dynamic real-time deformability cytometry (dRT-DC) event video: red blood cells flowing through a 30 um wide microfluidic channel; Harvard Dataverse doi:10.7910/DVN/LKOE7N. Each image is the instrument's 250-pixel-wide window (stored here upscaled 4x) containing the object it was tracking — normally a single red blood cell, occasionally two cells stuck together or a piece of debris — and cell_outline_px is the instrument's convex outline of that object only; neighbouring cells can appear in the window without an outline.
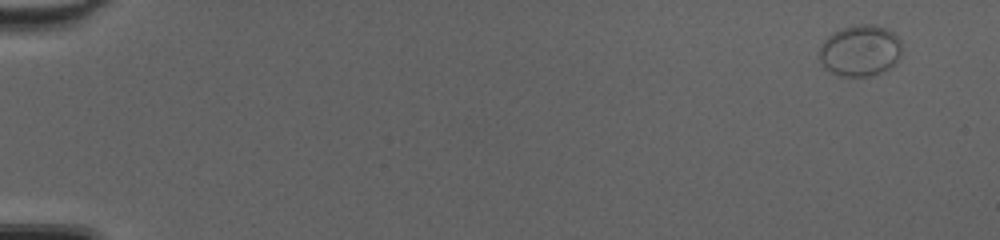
{"species": "common noctule bat (a hibernating species)", "species_latin": "Nyctalus noctula", "temperature_condition": "cold", "stored_images_in_passage": 48, "camera_frame_rate_fps": 3000, "um_per_image_px": 0.085, "animal": {"sex": "female", "body_mass_g": 20.0, "forearm_length_mm": 54.0}, "frame": {"image": 1, "passage_image": 1, "time_ms": 0.0, "image_size_px": [1000, 240], "cell_outline_px": [[900, 56], [888, 68], [872, 76], [840, 76], [824, 68], [820, 64], [816, 56], [820, 44], [832, 32], [856, 24], [876, 24], [892, 32], [900, 40]], "centroid_in_image_um": [73.03, 4.3], "position_along_channel_um": 12.0, "area_um2": 24.85}}
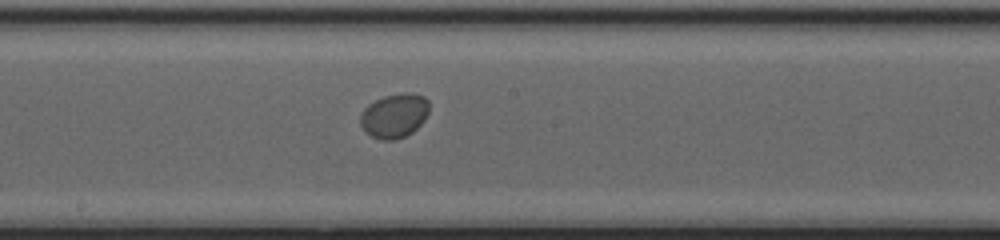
{"frame": {"image": 2, "passage_image": 27, "time_ms": 8.667, "image_size_px": [1000, 240], "cell_outline_px": [[428, 112], [424, 120], [412, 132], [396, 140], [384, 140], [372, 136], [364, 132], [360, 124], [360, 112], [368, 104], [384, 96], [404, 92], [408, 92], [424, 96], [428, 100]], "centroid_in_image_um": [33.49, 9.83], "position_along_channel_um": 214.7, "area_um2": 17.8}}
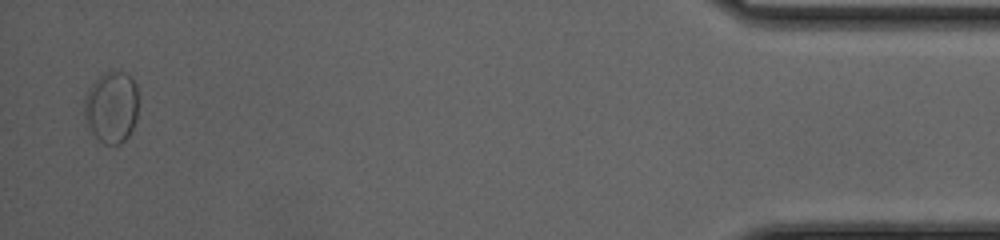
{"frame": {"image": 3, "passage_image": 47, "time_ms": 15.333, "image_size_px": [1000, 240], "cell_outline_px": [[136, 120], [128, 136], [120, 144], [104, 144], [92, 132], [84, 116], [84, 100], [88, 88], [104, 72], [112, 68], [124, 72], [136, 84]], "centroid_in_image_um": [9.46, 9.07], "position_along_channel_um": 425.7, "area_um2": 22.43}, "authors_computed_cell_mechanics": {"area_um2": 18.6983, "velocity_mm_per_s": 4.2665, "shape_relaxation_time_tau1_ms": null, "shape_relaxation_time_tau2_ms": 2.8065, "deformation_change_tau1": null, "deformation_change_tau2": 0.0156}}